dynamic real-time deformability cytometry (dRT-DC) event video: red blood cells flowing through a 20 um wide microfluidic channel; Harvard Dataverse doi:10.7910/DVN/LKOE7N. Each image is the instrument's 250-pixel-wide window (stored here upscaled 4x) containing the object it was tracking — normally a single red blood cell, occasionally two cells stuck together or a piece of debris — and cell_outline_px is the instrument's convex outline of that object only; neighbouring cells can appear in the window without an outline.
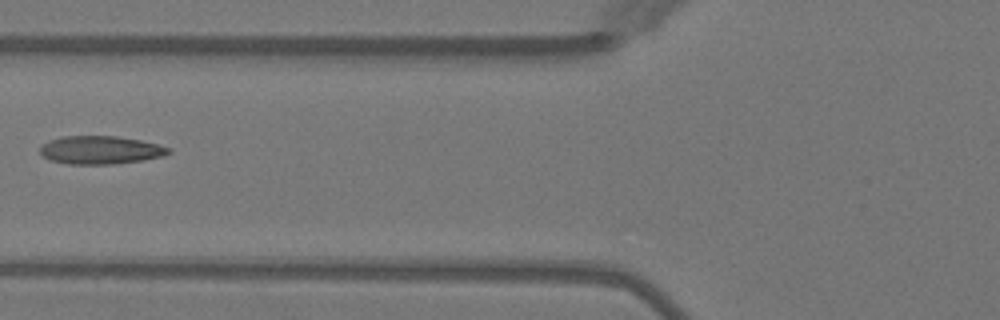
{"species": "Egyptian fruit bat (a non-hibernating species)", "species_latin": "Rousettus aegyptiacus", "temperature_condition": "warm", "stored_images_in_passage": 4, "camera_frame_rate_fps": 3000, "um_per_image_px": 0.085, "animal": {"sex": "female"}, "frame": {"image": 1, "passage_image": 3, "time_ms": 2.333, "image_size_px": [1000, 320], "cell_outline_px": [[172, 152], [164, 156], [144, 160], [116, 164], [68, 164], [48, 160], [40, 152], [40, 144], [48, 140], [64, 136], [116, 136], [140, 140], [172, 148]], "centroid_in_image_um": [8.54, 12.75], "position_along_channel_um": 117.3, "area_um2": 21.33}}
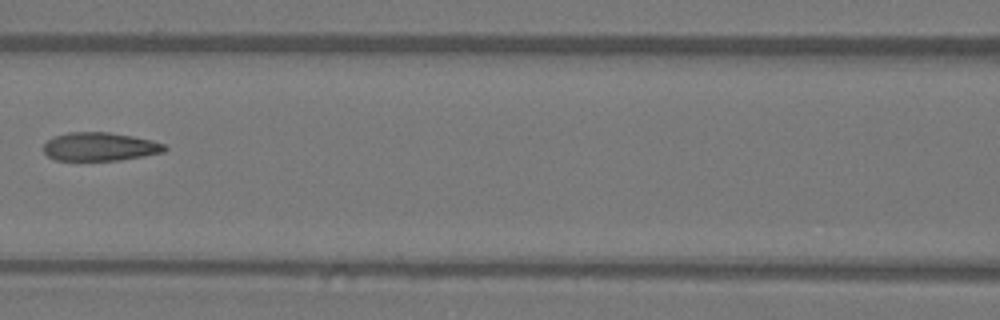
{"frame": {"image": 2, "passage_image": 4, "time_ms": 3.333, "image_size_px": [1000, 320], "cell_outline_px": [[168, 148], [164, 152], [144, 156], [120, 160], [56, 160], [48, 156], [44, 152], [44, 144], [48, 140], [56, 136], [68, 132], [108, 132], [132, 136], [152, 140], [164, 144]], "centroid_in_image_um": [8.51, 12.47], "position_along_channel_um": 158.1, "area_um2": 20.0}}